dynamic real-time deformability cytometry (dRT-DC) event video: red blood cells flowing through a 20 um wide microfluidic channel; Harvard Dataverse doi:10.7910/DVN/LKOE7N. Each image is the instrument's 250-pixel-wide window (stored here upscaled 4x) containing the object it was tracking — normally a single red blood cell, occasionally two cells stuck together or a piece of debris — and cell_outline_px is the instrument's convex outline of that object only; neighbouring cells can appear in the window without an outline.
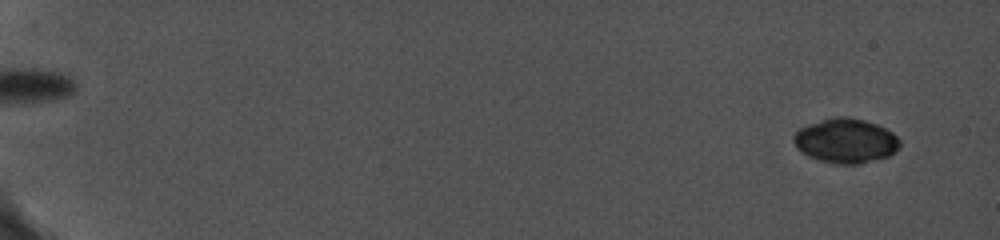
{"species": "common noctule bat (a hibernating species)", "species_latin": "Nyctalus noctula", "temperature_condition": "cold", "stored_images_in_passage": 49, "camera_frame_rate_fps": 5000, "um_per_image_px": 0.085, "animal": {"sex": "female", "body_mass_g": 19.0, "forearm_length_mm": 56.7}, "frame": {"image": 1, "passage_image": 6, "time_ms": 1.2, "image_size_px": [1000, 240], "cell_outline_px": [[900, 144], [888, 156], [860, 164], [836, 164], [820, 160], [808, 156], [800, 152], [796, 148], [792, 140], [792, 136], [800, 128], [808, 124], [836, 116], [844, 116], [864, 120], [876, 124], [892, 132], [900, 140]], "centroid_in_image_um": [71.84, 11.97], "position_along_channel_um": 13.2, "area_um2": 27.46}}
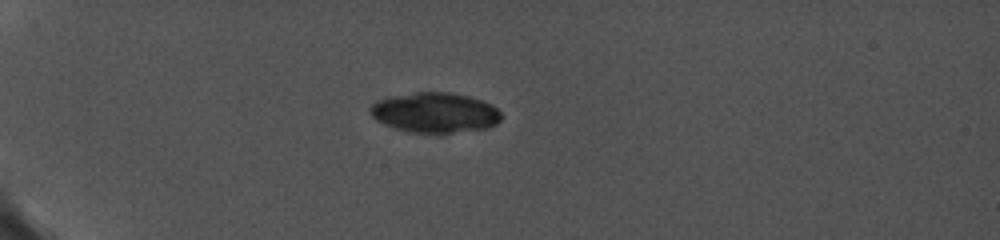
{"frame": {"image": 2, "passage_image": 37, "time_ms": 6.2, "image_size_px": [1000, 240], "cell_outline_px": [[500, 120], [496, 124], [488, 128], [444, 136], [436, 136], [408, 132], [384, 124], [376, 120], [372, 116], [372, 104], [380, 100], [420, 92], [444, 92], [464, 96], [480, 100], [496, 108], [500, 112]], "centroid_in_image_um": [37.02, 9.66], "position_along_channel_um": 48.0, "area_um2": 30.69}}